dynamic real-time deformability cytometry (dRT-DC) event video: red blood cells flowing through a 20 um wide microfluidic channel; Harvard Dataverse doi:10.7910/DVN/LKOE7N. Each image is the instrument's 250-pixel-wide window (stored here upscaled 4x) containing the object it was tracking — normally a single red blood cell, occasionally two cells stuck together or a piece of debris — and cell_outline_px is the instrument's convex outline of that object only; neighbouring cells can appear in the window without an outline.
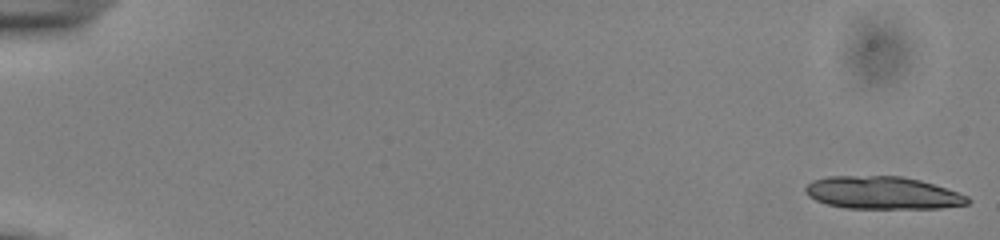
{"species": "common noctule bat (a hibernating species)", "species_latin": "Nyctalus noctula", "temperature_condition": "cold", "stored_images_in_passage": 17, "camera_frame_rate_fps": 3000, "um_per_image_px": 0.085, "animal": {"sex": "male", "body_mass_g": 13.0, "forearm_length_mm": 53.1}, "frame": {"image": 1, "passage_image": 1, "time_ms": 0.0, "image_size_px": [1000, 240], "cell_outline_px": [[972, 200], [968, 204], [940, 208], [844, 208], [828, 204], [816, 200], [808, 196], [804, 192], [804, 188], [812, 180], [828, 176], [900, 176], [920, 180], [968, 196]], "centroid_in_image_um": [74.98, 16.39], "position_along_channel_um": 10.0, "area_um2": 30.75}}